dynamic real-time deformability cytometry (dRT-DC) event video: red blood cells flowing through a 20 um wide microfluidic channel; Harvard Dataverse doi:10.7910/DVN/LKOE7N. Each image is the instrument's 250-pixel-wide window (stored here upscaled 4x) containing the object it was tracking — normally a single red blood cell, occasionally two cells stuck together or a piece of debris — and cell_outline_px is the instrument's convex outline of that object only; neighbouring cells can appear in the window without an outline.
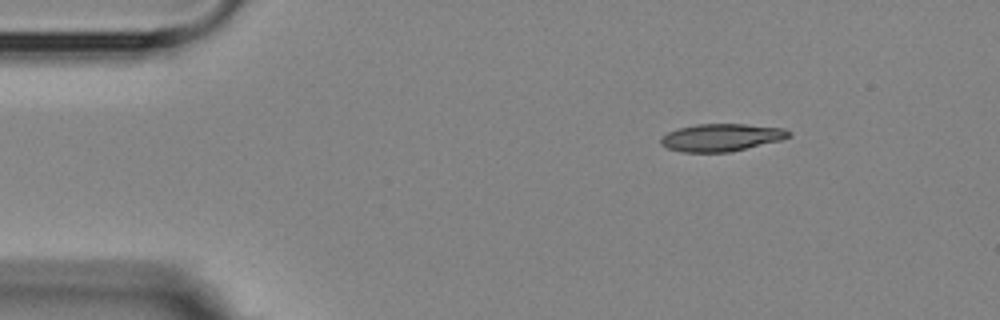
{"species": "Egyptian fruit bat (a non-hibernating species)", "species_latin": "Rousettus aegyptiacus", "temperature_condition": "room temperature", "stored_images_in_passage": 2, "camera_frame_rate_fps": 3000, "um_per_image_px": 0.085, "animal": {"sex": "female"}, "frame": {"image": 1, "passage_image": 2, "time_ms": 1.333, "image_size_px": [1000, 320], "cell_outline_px": [[792, 136], [780, 140], [728, 152], [680, 152], [668, 148], [660, 144], [660, 136], [668, 132], [680, 128], [696, 124], [744, 124], [784, 128], [792, 132]], "centroid_in_image_um": [61.3, 11.68], "position_along_channel_um": 23.7, "area_um2": 20.46}}